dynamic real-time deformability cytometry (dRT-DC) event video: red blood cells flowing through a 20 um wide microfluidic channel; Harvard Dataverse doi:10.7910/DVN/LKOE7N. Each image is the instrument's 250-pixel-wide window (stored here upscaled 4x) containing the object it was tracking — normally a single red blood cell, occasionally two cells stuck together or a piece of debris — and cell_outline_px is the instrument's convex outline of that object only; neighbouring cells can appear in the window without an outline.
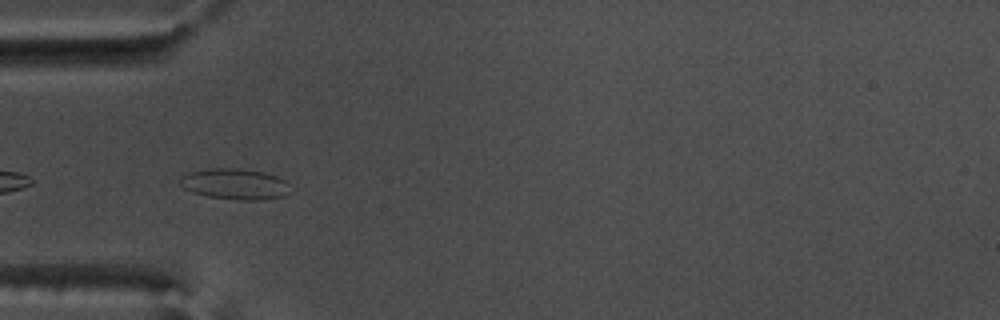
{"species": "common noctule bat (a hibernating species)", "species_latin": "Nyctalus noctula", "temperature_condition": "warm", "stored_images_in_passage": 39, "camera_frame_rate_fps": 3000, "um_per_image_px": 0.085, "animal": {"sex": "male", "body_mass_g": 17.5, "forearm_length_mm": 52.3}, "frame": {"image": 1, "passage_image": 2, "time_ms": 0.333, "image_size_px": [1000, 320], "cell_outline_px": [[292, 192], [284, 196], [264, 200], [236, 200], [208, 196], [192, 192], [184, 188], [180, 184], [180, 180], [188, 172], [208, 168], [240, 168], [264, 172], [276, 176], [284, 180]], "centroid_in_image_um": [19.99, 15.64], "position_along_channel_um": 65.0, "area_um2": 19.94}}
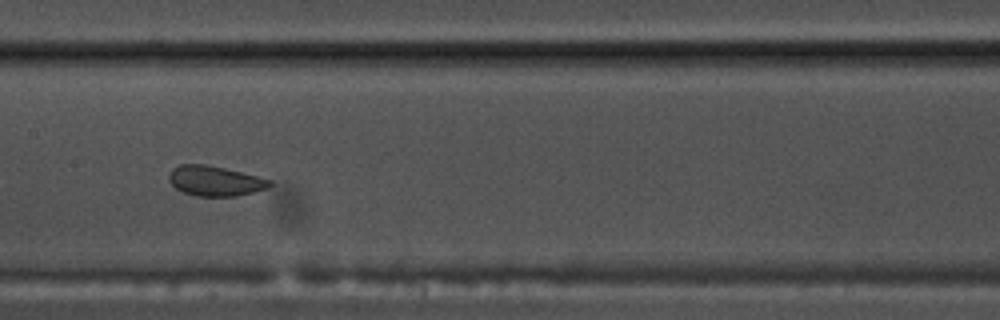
{"frame": {"image": 2, "passage_image": 12, "time_ms": 3.667, "image_size_px": [1000, 320], "cell_outline_px": [[272, 184], [268, 188], [236, 196], [196, 196], [184, 192], [176, 188], [168, 180], [168, 176], [172, 168], [180, 164], [204, 164], [224, 168], [272, 180]], "centroid_in_image_um": [18.25, 15.37], "position_along_channel_um": 189.1, "area_um2": 17.51}}
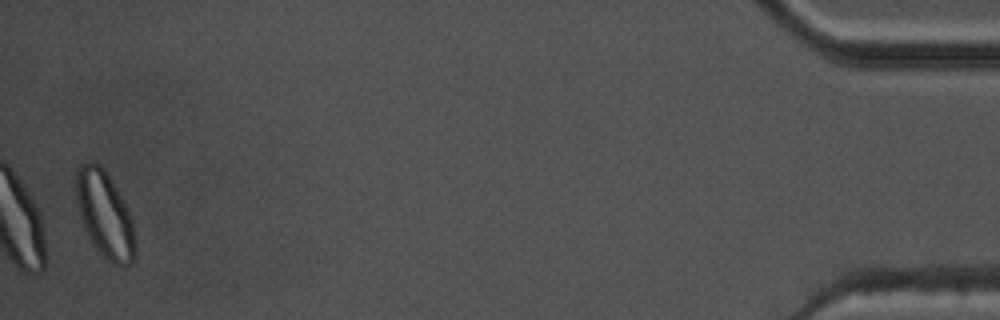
{"frame": {"image": 3, "passage_image": 38, "time_ms": 12.333, "image_size_px": [1000, 320], "cell_outline_px": [[136, 252], [132, 260], [124, 268], [112, 264], [96, 248], [88, 236], [80, 216], [76, 200], [76, 172], [80, 164], [92, 160], [100, 164], [104, 168], [120, 196], [132, 220], [136, 244]], "centroid_in_image_um": [8.9, 18.24], "position_along_channel_um": 426.3, "area_um2": 29.54}, "authors_computed_cell_mechanics": {"area_um2": 18.5538, "velocity_mm_per_s": 3.7611, "shape_relaxation_time_tau1_ms": 11.3343, "shape_relaxation_time_tau2_ms": 0.8151, "deformation_change_tau1": 0.1357, "deformation_change_tau2": 0.0566}}